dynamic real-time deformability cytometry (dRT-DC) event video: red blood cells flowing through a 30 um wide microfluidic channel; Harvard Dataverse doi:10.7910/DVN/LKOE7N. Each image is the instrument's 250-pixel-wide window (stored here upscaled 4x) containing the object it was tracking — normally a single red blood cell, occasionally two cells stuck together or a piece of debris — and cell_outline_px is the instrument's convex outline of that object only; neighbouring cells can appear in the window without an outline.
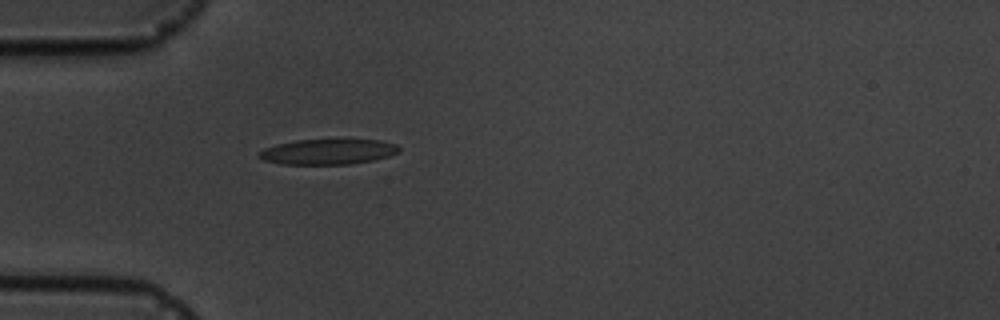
{"species": "common noctule bat (a hibernating species)", "species_latin": "Nyctalus noctula", "temperature_condition": "cold", "stored_images_in_passage": 1, "camera_frame_rate_fps": 3000, "um_per_image_px": 0.085, "animal": {"sex": "male", "body_mass_g": 19.5, "forearm_length_mm": 54.6}, "frame": {"image": 1, "passage_image": 1, "time_ms": 0.0, "image_size_px": [1000, 320], "cell_outline_px": [[400, 152], [388, 156], [372, 160], [352, 164], [280, 164], [264, 160], [256, 156], [256, 152], [264, 148], [276, 144], [296, 140], [380, 140], [396, 144], [400, 148]], "centroid_in_image_um": [27.83, 12.9], "position_along_channel_um": 57.2, "area_um2": 20.75}}